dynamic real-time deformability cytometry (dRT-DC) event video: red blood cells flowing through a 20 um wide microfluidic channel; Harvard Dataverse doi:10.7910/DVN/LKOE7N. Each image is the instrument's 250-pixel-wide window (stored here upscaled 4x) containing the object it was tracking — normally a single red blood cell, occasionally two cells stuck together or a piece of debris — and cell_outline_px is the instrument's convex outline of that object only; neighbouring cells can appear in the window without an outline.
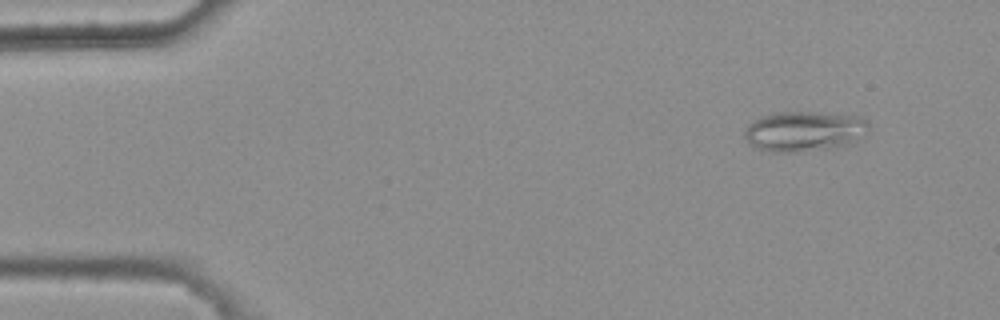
{"species": "common noctule bat (a hibernating species)", "species_latin": "Nyctalus noctula", "temperature_condition": "warm", "stored_images_in_passage": 4, "camera_frame_rate_fps": 3000, "um_per_image_px": 0.085, "animal": {"sex": "female", "body_mass_g": 25.1}, "frame": {"image": 1, "passage_image": 1, "time_ms": 0.0, "image_size_px": [1000, 320], "cell_outline_px": [[872, 128], [864, 136], [852, 144], [828, 148], [800, 152], [768, 152], [756, 148], [748, 144], [744, 136], [744, 132], [748, 124], [752, 120], [760, 116], [776, 112], [812, 112], [864, 116], [868, 120]], "centroid_in_image_um": [68.4, 11.15], "position_along_channel_um": 16.6, "area_um2": 29.88}}